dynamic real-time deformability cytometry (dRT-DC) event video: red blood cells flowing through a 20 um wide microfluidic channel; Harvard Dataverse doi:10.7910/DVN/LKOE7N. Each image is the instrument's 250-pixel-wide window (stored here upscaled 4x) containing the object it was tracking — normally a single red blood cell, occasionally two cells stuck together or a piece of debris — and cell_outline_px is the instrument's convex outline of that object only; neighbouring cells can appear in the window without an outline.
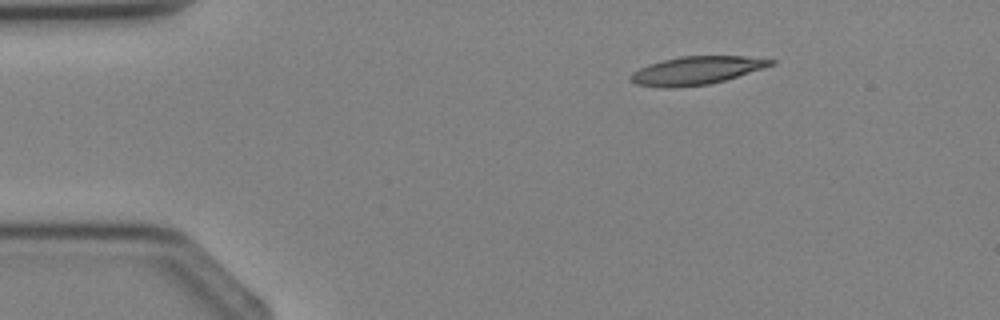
{"species": "Egyptian fruit bat (a non-hibernating species)", "species_latin": "Rousettus aegyptiacus", "temperature_condition": "cold", "stored_images_in_passage": 2, "camera_frame_rate_fps": 3000, "um_per_image_px": 0.085, "animal": {"sex": "female"}, "frame": {"image": 1, "passage_image": 1, "time_ms": 0.0, "image_size_px": [1000, 320], "cell_outline_px": [[776, 64], [764, 68], [724, 80], [708, 84], [672, 88], [664, 88], [636, 84], [628, 80], [628, 76], [632, 72], [640, 68], [664, 60], [680, 56], [744, 56], [776, 60]], "centroid_in_image_um": [59.19, 5.99], "position_along_channel_um": 25.8, "area_um2": 22.89}}
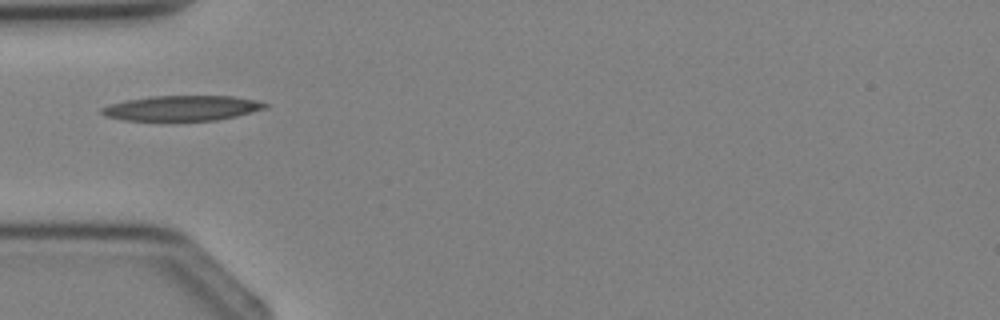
{"frame": {"image": 2, "passage_image": 2, "time_ms": 2.0, "image_size_px": [1000, 320], "cell_outline_px": [[268, 108], [236, 116], [216, 120], [120, 120], [104, 116], [100, 112], [100, 108], [112, 104], [128, 100], [152, 96], [232, 96], [256, 100], [268, 104]], "centroid_in_image_um": [15.48, 9.19], "position_along_channel_um": 69.5, "area_um2": 23.81}}